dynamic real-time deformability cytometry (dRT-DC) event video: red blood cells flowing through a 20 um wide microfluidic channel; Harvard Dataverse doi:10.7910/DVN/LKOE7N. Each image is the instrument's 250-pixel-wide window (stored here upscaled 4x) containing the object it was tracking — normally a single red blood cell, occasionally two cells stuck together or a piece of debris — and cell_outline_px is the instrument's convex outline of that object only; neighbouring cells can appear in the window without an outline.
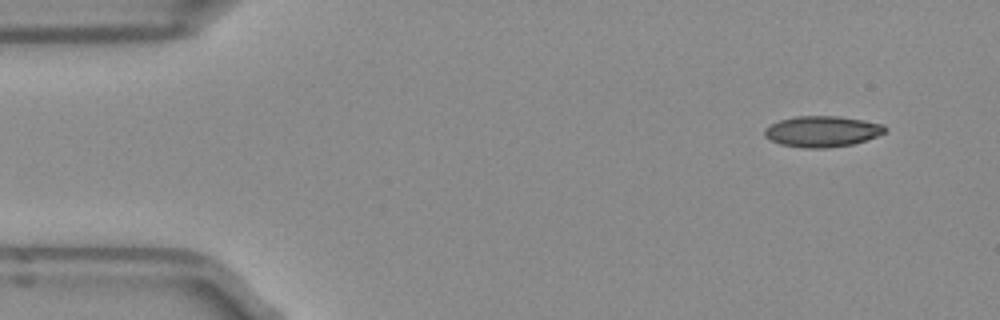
{"species": "Egyptian fruit bat (a non-hibernating species)", "species_latin": "Rousettus aegyptiacus", "temperature_condition": "room temperature", "stored_images_in_passage": 46, "camera_frame_rate_fps": 3000, "um_per_image_px": 0.085, "frame": {"image": 1, "passage_image": 1, "time_ms": 0.0, "image_size_px": [1000, 320], "cell_outline_px": [[888, 128], [884, 132], [876, 136], [852, 144], [828, 148], [804, 148], [780, 144], [764, 136], [764, 128], [780, 120], [796, 116], [836, 116], [884, 124]], "centroid_in_image_um": [69.86, 11.17], "position_along_channel_um": 15.1, "area_um2": 21.5}}
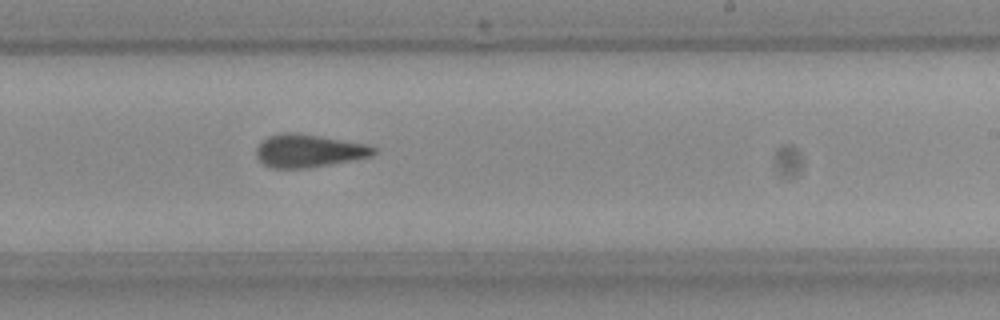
{"frame": {"image": 2, "passage_image": 27, "time_ms": 8.667, "image_size_px": [1000, 320], "cell_outline_px": [[376, 152], [372, 156], [328, 164], [304, 168], [272, 168], [264, 164], [256, 156], [256, 148], [260, 140], [268, 136], [284, 132], [296, 132], [368, 144], [376, 148]], "centroid_in_image_um": [26.2, 12.8], "position_along_channel_um": 262.8, "area_um2": 22.48}}
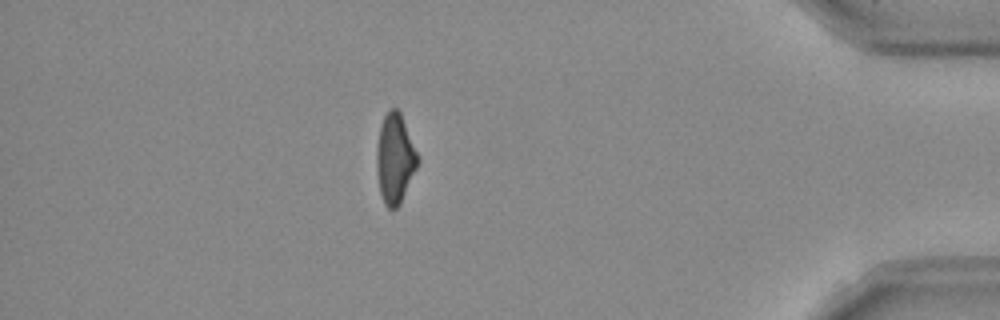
{"frame": {"image": 3, "passage_image": 41, "time_ms": 13.333, "image_size_px": [1000, 320], "cell_outline_px": [[420, 160], [400, 204], [392, 212], [384, 204], [380, 192], [376, 168], [376, 152], [380, 124], [384, 116], [392, 108], [396, 108], [400, 112]], "centroid_in_image_um": [33.56, 13.52], "position_along_channel_um": 401.6, "area_um2": 21.39}, "authors_computed_cell_mechanics": {"area_um2": 22.253, "velocity_mm_per_s": 3.9739, "shape_relaxation_time_tau1_ms": null, "shape_relaxation_time_tau2_ms": 2.9559, "deformation_change_tau1": null, "deformation_change_tau2": 0.1067}}